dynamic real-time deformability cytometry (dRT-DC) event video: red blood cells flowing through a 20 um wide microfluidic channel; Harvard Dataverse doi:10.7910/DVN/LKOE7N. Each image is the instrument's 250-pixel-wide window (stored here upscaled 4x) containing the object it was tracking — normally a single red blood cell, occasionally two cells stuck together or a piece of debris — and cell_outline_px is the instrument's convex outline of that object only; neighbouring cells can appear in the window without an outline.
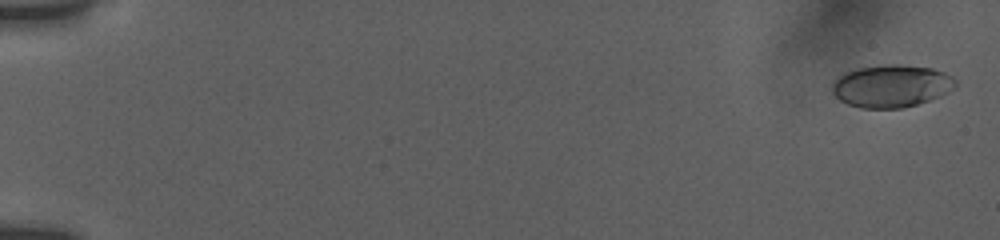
{"species": "human", "species_latin": "Homo sapiens", "temperature_condition": "room temperature", "stored_images_in_passage": 11, "camera_frame_rate_fps": 3000, "um_per_image_px": 0.085, "donor": {"sex": "female"}, "frame": {"image": 1, "passage_image": 1, "time_ms": 0.0, "image_size_px": [1000, 240], "cell_outline_px": [[956, 84], [948, 92], [940, 96], [904, 108], [860, 108], [848, 104], [840, 100], [832, 92], [832, 84], [844, 72], [860, 68], [892, 64], [896, 64], [932, 68], [944, 72], [952, 76], [956, 80]], "centroid_in_image_um": [75.77, 7.31], "position_along_channel_um": 9.2, "area_um2": 30.29}}
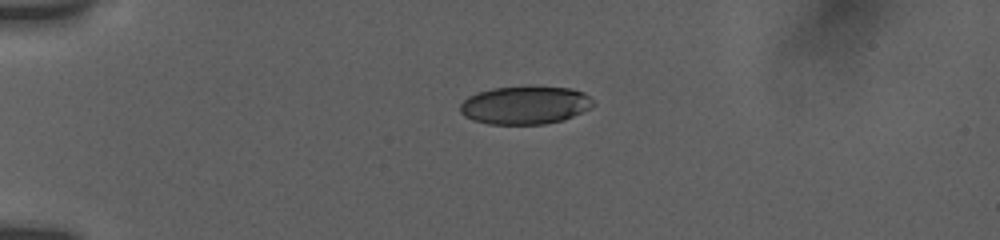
{"frame": {"image": 2, "passage_image": 7, "time_ms": 4.333, "image_size_px": [1000, 240], "cell_outline_px": [[596, 104], [564, 120], [544, 124], [488, 124], [472, 120], [464, 116], [460, 112], [460, 104], [468, 96], [476, 92], [492, 88], [528, 84], [572, 88], [584, 92]], "centroid_in_image_um": [44.61, 8.9], "position_along_channel_um": 40.4, "area_um2": 30.29}}
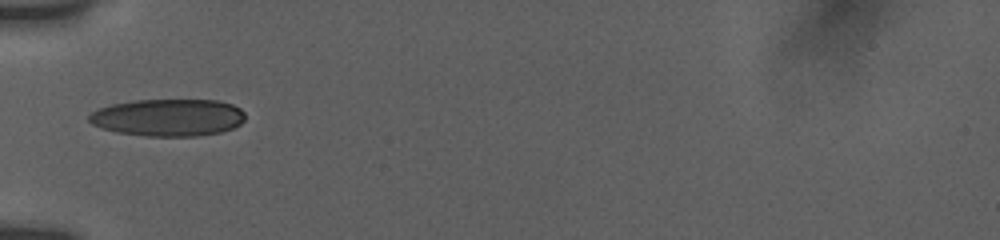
{"frame": {"image": 3, "passage_image": 10, "time_ms": 6.333, "image_size_px": [1000, 240], "cell_outline_px": [[244, 120], [240, 124], [232, 128], [220, 132], [196, 136], [148, 136], [116, 132], [100, 128], [92, 124], [88, 120], [88, 116], [96, 108], [112, 104], [136, 100], [216, 100], [232, 104], [240, 108], [244, 112]], "centroid_in_image_um": [14.27, 9.98], "position_along_channel_um": 70.7, "area_um2": 33.99}}